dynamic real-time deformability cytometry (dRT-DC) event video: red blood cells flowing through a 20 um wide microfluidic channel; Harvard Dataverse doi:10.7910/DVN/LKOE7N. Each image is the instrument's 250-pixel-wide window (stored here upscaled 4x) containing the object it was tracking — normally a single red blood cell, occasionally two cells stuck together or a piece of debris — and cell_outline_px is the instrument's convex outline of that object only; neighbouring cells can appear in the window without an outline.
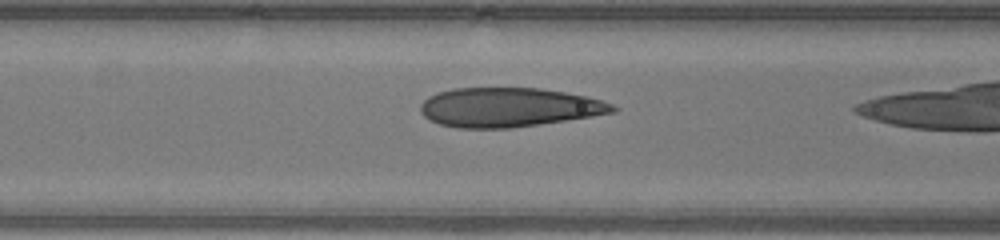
{"species": "human", "species_latin": "Homo sapiens", "temperature_condition": "warm", "stored_images_in_passage": 25, "camera_frame_rate_fps": 3000, "um_per_image_px": 0.085, "donor": {"sex": "male"}, "frame": {"image": 1, "passage_image": 7, "time_ms": 2.0, "image_size_px": [1000, 240], "cell_outline_px": [[620, 108], [616, 112], [592, 116], [540, 124], [512, 128], [456, 128], [440, 124], [424, 116], [420, 112], [420, 104], [428, 96], [436, 92], [452, 88], [540, 88], [564, 92], [584, 96], [600, 100], [612, 104]], "centroid_in_image_um": [43.22, 9.12], "position_along_channel_um": 123.4, "area_um2": 43.99}}
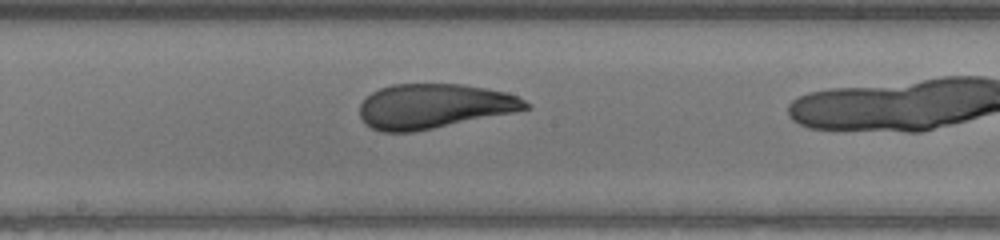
{"frame": {"image": 2, "passage_image": 13, "time_ms": 4.0, "image_size_px": [1000, 240], "cell_outline_px": [[532, 108], [412, 132], [384, 132], [372, 128], [360, 116], [360, 104], [372, 92], [380, 88], [392, 84], [464, 84], [488, 88], [504, 92], [516, 96], [532, 104]], "centroid_in_image_um": [36.89, 9.01], "position_along_channel_um": 211.3, "area_um2": 42.71}}
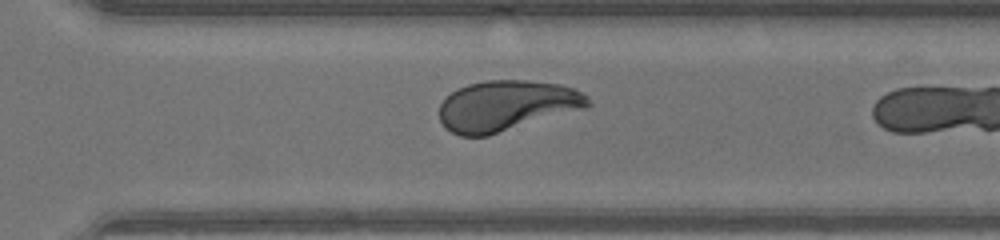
{"frame": {"image": 3, "passage_image": 21, "time_ms": 6.667, "image_size_px": [1000, 240], "cell_outline_px": [[592, 104], [588, 108], [488, 136], [460, 136], [444, 128], [440, 120], [440, 104], [452, 92], [468, 84], [484, 80], [524, 80], [560, 84], [572, 88], [588, 96]], "centroid_in_image_um": [43.08, 9.0], "position_along_channel_um": 327.5, "area_um2": 43.99}}